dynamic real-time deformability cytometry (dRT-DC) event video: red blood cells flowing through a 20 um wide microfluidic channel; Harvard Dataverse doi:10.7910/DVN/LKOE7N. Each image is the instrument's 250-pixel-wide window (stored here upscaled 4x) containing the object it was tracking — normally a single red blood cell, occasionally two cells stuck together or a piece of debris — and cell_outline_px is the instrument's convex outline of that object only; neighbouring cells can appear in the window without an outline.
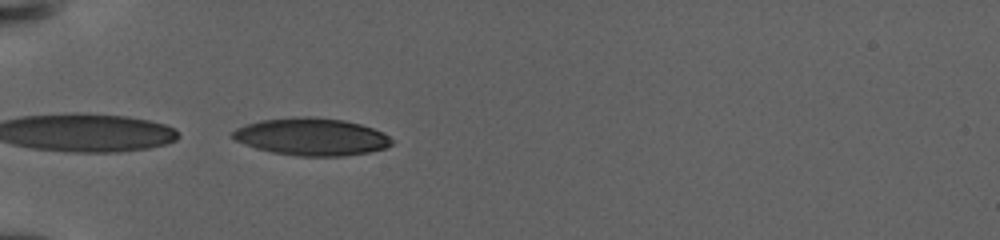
{"species": "human", "species_latin": "Homo sapiens", "temperature_condition": "warm", "stored_images_in_passage": 55, "camera_frame_rate_fps": 3000, "um_per_image_px": 0.085, "donor": {"sex": "female"}, "frame": {"image": 1, "passage_image": 1, "time_ms": 0.0, "image_size_px": [1000, 240], "cell_outline_px": [[392, 144], [384, 148], [368, 152], [344, 156], [296, 156], [272, 152], [256, 148], [236, 140], [232, 136], [232, 132], [236, 128], [260, 120], [304, 116], [344, 120], [360, 124], [372, 128], [388, 136], [392, 140]], "centroid_in_image_um": [26.47, 11.63], "position_along_channel_um": 58.5, "area_um2": 34.28}}
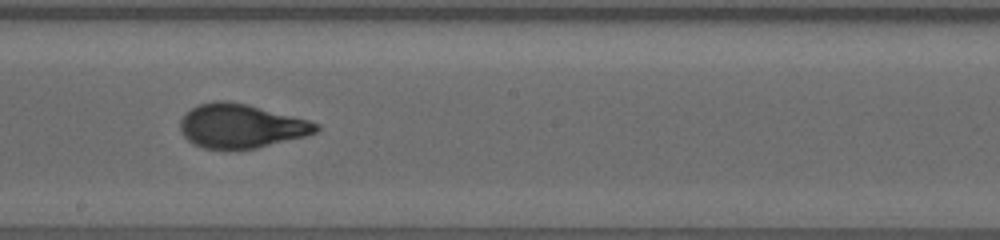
{"frame": {"image": 2, "passage_image": 17, "time_ms": 6.333, "image_size_px": [1000, 240], "cell_outline_px": [[320, 128], [316, 132], [304, 136], [256, 148], [204, 148], [192, 144], [180, 132], [180, 120], [192, 108], [200, 104], [216, 100], [224, 100], [244, 104], [308, 120], [320, 124]], "centroid_in_image_um": [20.46, 10.71], "position_along_channel_um": 227.7, "area_um2": 34.16}}
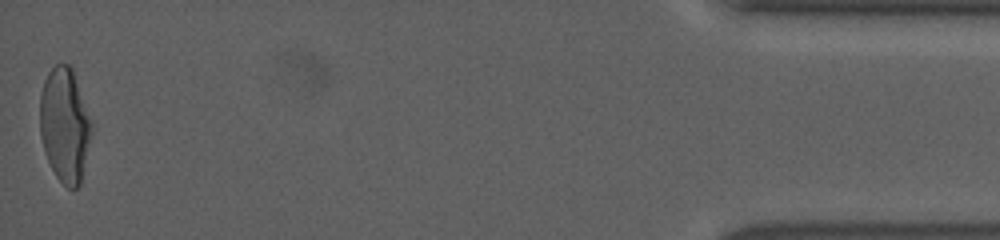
{"frame": {"image": 3, "passage_image": 54, "time_ms": 16.0, "image_size_px": [1000, 240], "cell_outline_px": [[92, 132], [80, 184], [76, 188], [68, 188], [56, 176], [44, 152], [40, 136], [40, 96], [44, 80], [48, 72], [56, 64], [68, 64], [72, 68], [92, 120]], "centroid_in_image_um": [5.5, 10.61], "position_along_channel_um": 429.7, "area_um2": 34.39}, "authors_computed_cell_mechanics": {"area_um2": 33.6396, "velocity_mm_per_s": 2.9078, "shape_relaxation_time_tau1_ms": 7.6622, "shape_relaxation_time_tau2_ms": null, "deformation_change_tau1": 0.2613, "deformation_change_tau2": null}}